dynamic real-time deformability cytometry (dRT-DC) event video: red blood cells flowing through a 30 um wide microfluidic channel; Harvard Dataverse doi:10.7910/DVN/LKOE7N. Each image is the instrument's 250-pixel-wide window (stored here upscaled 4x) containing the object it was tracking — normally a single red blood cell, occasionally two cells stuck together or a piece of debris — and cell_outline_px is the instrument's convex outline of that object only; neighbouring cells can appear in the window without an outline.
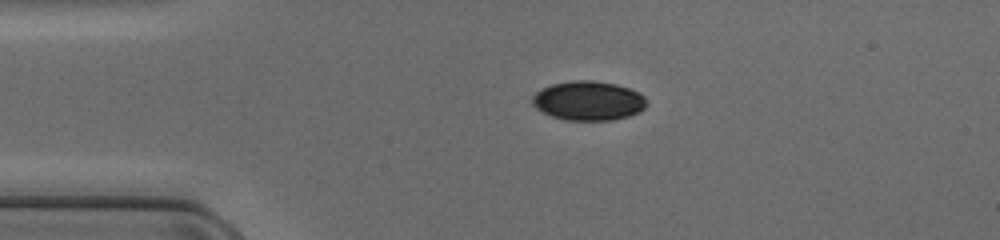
{"species": "common noctule bat (a hibernating species)", "species_latin": "Nyctalus noctula", "temperature_condition": "cold", "stored_images_in_passage": 39, "camera_frame_rate_fps": 3000, "um_per_image_px": 0.085, "animal": {"sex": "female", "body_mass_g": 17.0, "forearm_length_mm": 48.0}, "frame": {"image": 1, "passage_image": 1, "time_ms": 0.0, "image_size_px": [1000, 240], "cell_outline_px": [[648, 104], [640, 112], [628, 116], [612, 120], [568, 120], [552, 116], [536, 108], [532, 104], [532, 96], [540, 88], [552, 84], [572, 80], [592, 80], [616, 84], [640, 92], [644, 96]], "centroid_in_image_um": [50.02, 8.55], "position_along_channel_um": 35.0, "area_um2": 26.3}}
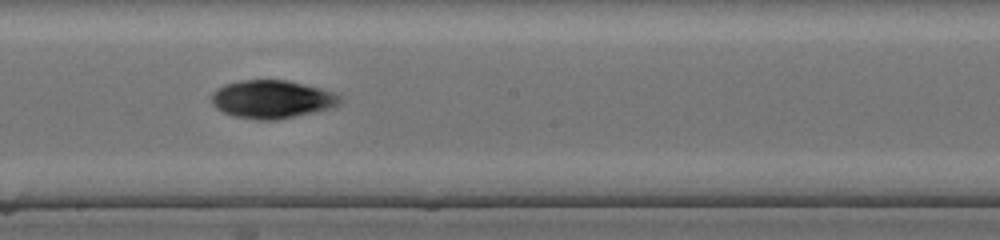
{"frame": {"image": 2, "passage_image": 17, "time_ms": 5.333, "image_size_px": [1000, 240], "cell_outline_px": [[344, 96], [340, 104], [316, 112], [276, 120], [256, 120], [232, 116], [216, 108], [212, 104], [212, 92], [216, 88], [224, 84], [240, 80], [288, 80], [320, 88]], "centroid_in_image_um": [23.11, 8.44], "position_along_channel_um": 225.1, "area_um2": 28.78}}
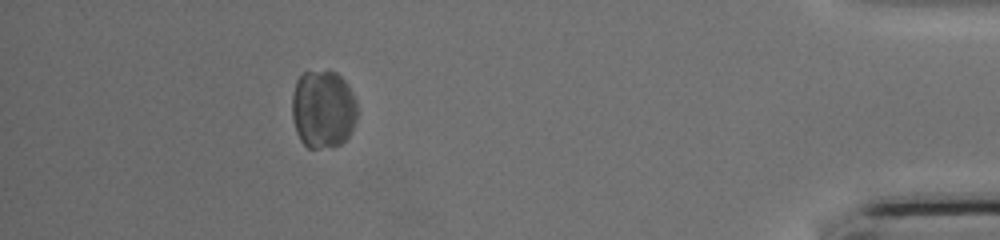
{"frame": {"image": 3, "passage_image": 34, "time_ms": 11.0, "image_size_px": [1000, 240], "cell_outline_px": [[356, 120], [348, 136], [340, 144], [316, 148], [308, 148], [300, 140], [296, 132], [292, 116], [292, 96], [296, 80], [304, 72], [336, 72], [348, 84], [356, 100]], "centroid_in_image_um": [27.44, 9.28], "position_along_channel_um": 407.8, "area_um2": 29.54}}